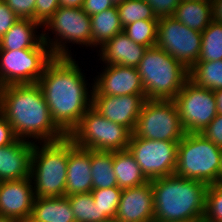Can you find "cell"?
Listing matches in <instances>:
<instances>
[{"mask_svg":"<svg viewBox=\"0 0 222 222\" xmlns=\"http://www.w3.org/2000/svg\"><path fill=\"white\" fill-rule=\"evenodd\" d=\"M75 60L73 57H54L37 82L52 120L66 136L92 106L93 82H87L86 73Z\"/></svg>","mask_w":222,"mask_h":222,"instance_id":"1","label":"cell"},{"mask_svg":"<svg viewBox=\"0 0 222 222\" xmlns=\"http://www.w3.org/2000/svg\"><path fill=\"white\" fill-rule=\"evenodd\" d=\"M0 112L17 139L44 143L66 137L52 120L38 83L0 87Z\"/></svg>","mask_w":222,"mask_h":222,"instance_id":"2","label":"cell"},{"mask_svg":"<svg viewBox=\"0 0 222 222\" xmlns=\"http://www.w3.org/2000/svg\"><path fill=\"white\" fill-rule=\"evenodd\" d=\"M154 219L163 222H202L208 185L176 174L151 180Z\"/></svg>","mask_w":222,"mask_h":222,"instance_id":"3","label":"cell"},{"mask_svg":"<svg viewBox=\"0 0 222 222\" xmlns=\"http://www.w3.org/2000/svg\"><path fill=\"white\" fill-rule=\"evenodd\" d=\"M137 70L146 100H173L189 79V70L157 46L147 48Z\"/></svg>","mask_w":222,"mask_h":222,"instance_id":"4","label":"cell"},{"mask_svg":"<svg viewBox=\"0 0 222 222\" xmlns=\"http://www.w3.org/2000/svg\"><path fill=\"white\" fill-rule=\"evenodd\" d=\"M69 137L55 142L35 143L30 178L35 197L65 196Z\"/></svg>","mask_w":222,"mask_h":222,"instance_id":"5","label":"cell"},{"mask_svg":"<svg viewBox=\"0 0 222 222\" xmlns=\"http://www.w3.org/2000/svg\"><path fill=\"white\" fill-rule=\"evenodd\" d=\"M221 148L201 133H186L178 143L176 175L207 185L220 183Z\"/></svg>","mask_w":222,"mask_h":222,"instance_id":"6","label":"cell"},{"mask_svg":"<svg viewBox=\"0 0 222 222\" xmlns=\"http://www.w3.org/2000/svg\"><path fill=\"white\" fill-rule=\"evenodd\" d=\"M40 32L53 57H72L70 43L92 48L91 17L82 8L59 6Z\"/></svg>","mask_w":222,"mask_h":222,"instance_id":"7","label":"cell"},{"mask_svg":"<svg viewBox=\"0 0 222 222\" xmlns=\"http://www.w3.org/2000/svg\"><path fill=\"white\" fill-rule=\"evenodd\" d=\"M131 134L91 106L68 137L82 149L117 152L127 150Z\"/></svg>","mask_w":222,"mask_h":222,"instance_id":"8","label":"cell"},{"mask_svg":"<svg viewBox=\"0 0 222 222\" xmlns=\"http://www.w3.org/2000/svg\"><path fill=\"white\" fill-rule=\"evenodd\" d=\"M132 134L144 139L180 142L186 132L173 100H146Z\"/></svg>","mask_w":222,"mask_h":222,"instance_id":"9","label":"cell"},{"mask_svg":"<svg viewBox=\"0 0 222 222\" xmlns=\"http://www.w3.org/2000/svg\"><path fill=\"white\" fill-rule=\"evenodd\" d=\"M53 58L44 41L37 48L0 50V87L37 83Z\"/></svg>","mask_w":222,"mask_h":222,"instance_id":"10","label":"cell"},{"mask_svg":"<svg viewBox=\"0 0 222 222\" xmlns=\"http://www.w3.org/2000/svg\"><path fill=\"white\" fill-rule=\"evenodd\" d=\"M173 101L186 133H201L218 114L214 91L197 86L190 79Z\"/></svg>","mask_w":222,"mask_h":222,"instance_id":"11","label":"cell"},{"mask_svg":"<svg viewBox=\"0 0 222 222\" xmlns=\"http://www.w3.org/2000/svg\"><path fill=\"white\" fill-rule=\"evenodd\" d=\"M201 45L202 32L186 27L173 16L159 18L156 46L188 70L198 61Z\"/></svg>","mask_w":222,"mask_h":222,"instance_id":"12","label":"cell"},{"mask_svg":"<svg viewBox=\"0 0 222 222\" xmlns=\"http://www.w3.org/2000/svg\"><path fill=\"white\" fill-rule=\"evenodd\" d=\"M179 142L144 139L131 134L127 150L148 180L173 175Z\"/></svg>","mask_w":222,"mask_h":222,"instance_id":"13","label":"cell"},{"mask_svg":"<svg viewBox=\"0 0 222 222\" xmlns=\"http://www.w3.org/2000/svg\"><path fill=\"white\" fill-rule=\"evenodd\" d=\"M146 101L145 94L110 96L92 94V107L106 119L126 127L131 133Z\"/></svg>","mask_w":222,"mask_h":222,"instance_id":"14","label":"cell"},{"mask_svg":"<svg viewBox=\"0 0 222 222\" xmlns=\"http://www.w3.org/2000/svg\"><path fill=\"white\" fill-rule=\"evenodd\" d=\"M93 79V94L122 96L145 94L137 68L105 64Z\"/></svg>","mask_w":222,"mask_h":222,"instance_id":"15","label":"cell"},{"mask_svg":"<svg viewBox=\"0 0 222 222\" xmlns=\"http://www.w3.org/2000/svg\"><path fill=\"white\" fill-rule=\"evenodd\" d=\"M34 200L30 177L0 182V215L16 222L29 219Z\"/></svg>","mask_w":222,"mask_h":222,"instance_id":"16","label":"cell"},{"mask_svg":"<svg viewBox=\"0 0 222 222\" xmlns=\"http://www.w3.org/2000/svg\"><path fill=\"white\" fill-rule=\"evenodd\" d=\"M115 219L119 222L152 221L154 219V193L151 180L122 190Z\"/></svg>","mask_w":222,"mask_h":222,"instance_id":"17","label":"cell"},{"mask_svg":"<svg viewBox=\"0 0 222 222\" xmlns=\"http://www.w3.org/2000/svg\"><path fill=\"white\" fill-rule=\"evenodd\" d=\"M34 142L17 139L0 148V182L30 177Z\"/></svg>","mask_w":222,"mask_h":222,"instance_id":"18","label":"cell"},{"mask_svg":"<svg viewBox=\"0 0 222 222\" xmlns=\"http://www.w3.org/2000/svg\"><path fill=\"white\" fill-rule=\"evenodd\" d=\"M147 48L136 44L122 31L99 47L96 54L101 64L137 68Z\"/></svg>","mask_w":222,"mask_h":222,"instance_id":"19","label":"cell"},{"mask_svg":"<svg viewBox=\"0 0 222 222\" xmlns=\"http://www.w3.org/2000/svg\"><path fill=\"white\" fill-rule=\"evenodd\" d=\"M91 191V150L79 148L69 138L65 196Z\"/></svg>","mask_w":222,"mask_h":222,"instance_id":"20","label":"cell"},{"mask_svg":"<svg viewBox=\"0 0 222 222\" xmlns=\"http://www.w3.org/2000/svg\"><path fill=\"white\" fill-rule=\"evenodd\" d=\"M42 26L32 19H19L0 38V50H21L37 48L43 42ZM38 33V34H36Z\"/></svg>","mask_w":222,"mask_h":222,"instance_id":"21","label":"cell"},{"mask_svg":"<svg viewBox=\"0 0 222 222\" xmlns=\"http://www.w3.org/2000/svg\"><path fill=\"white\" fill-rule=\"evenodd\" d=\"M29 219L33 222H76L67 196L35 197Z\"/></svg>","mask_w":222,"mask_h":222,"instance_id":"22","label":"cell"},{"mask_svg":"<svg viewBox=\"0 0 222 222\" xmlns=\"http://www.w3.org/2000/svg\"><path fill=\"white\" fill-rule=\"evenodd\" d=\"M172 16L186 27L203 32L213 21L212 3L181 0Z\"/></svg>","mask_w":222,"mask_h":222,"instance_id":"23","label":"cell"},{"mask_svg":"<svg viewBox=\"0 0 222 222\" xmlns=\"http://www.w3.org/2000/svg\"><path fill=\"white\" fill-rule=\"evenodd\" d=\"M92 28V48L98 49L105 42L123 31L117 6L90 16Z\"/></svg>","mask_w":222,"mask_h":222,"instance_id":"24","label":"cell"},{"mask_svg":"<svg viewBox=\"0 0 222 222\" xmlns=\"http://www.w3.org/2000/svg\"><path fill=\"white\" fill-rule=\"evenodd\" d=\"M113 168L118 187L121 189L139 186L149 181L128 150L113 152Z\"/></svg>","mask_w":222,"mask_h":222,"instance_id":"25","label":"cell"},{"mask_svg":"<svg viewBox=\"0 0 222 222\" xmlns=\"http://www.w3.org/2000/svg\"><path fill=\"white\" fill-rule=\"evenodd\" d=\"M92 189L118 187L113 152L91 150Z\"/></svg>","mask_w":222,"mask_h":222,"instance_id":"26","label":"cell"},{"mask_svg":"<svg viewBox=\"0 0 222 222\" xmlns=\"http://www.w3.org/2000/svg\"><path fill=\"white\" fill-rule=\"evenodd\" d=\"M189 79L213 91L222 88V60L197 61L189 69Z\"/></svg>","mask_w":222,"mask_h":222,"instance_id":"27","label":"cell"},{"mask_svg":"<svg viewBox=\"0 0 222 222\" xmlns=\"http://www.w3.org/2000/svg\"><path fill=\"white\" fill-rule=\"evenodd\" d=\"M76 222H105L108 219L100 215V209L94 203L91 192L67 196Z\"/></svg>","mask_w":222,"mask_h":222,"instance_id":"28","label":"cell"},{"mask_svg":"<svg viewBox=\"0 0 222 222\" xmlns=\"http://www.w3.org/2000/svg\"><path fill=\"white\" fill-rule=\"evenodd\" d=\"M222 60V23L214 20L202 32V45L198 61Z\"/></svg>","mask_w":222,"mask_h":222,"instance_id":"29","label":"cell"},{"mask_svg":"<svg viewBox=\"0 0 222 222\" xmlns=\"http://www.w3.org/2000/svg\"><path fill=\"white\" fill-rule=\"evenodd\" d=\"M117 9L123 28L139 20H159L145 0H125Z\"/></svg>","mask_w":222,"mask_h":222,"instance_id":"30","label":"cell"},{"mask_svg":"<svg viewBox=\"0 0 222 222\" xmlns=\"http://www.w3.org/2000/svg\"><path fill=\"white\" fill-rule=\"evenodd\" d=\"M159 20H139L123 28V32L136 44L148 48L156 46Z\"/></svg>","mask_w":222,"mask_h":222,"instance_id":"31","label":"cell"},{"mask_svg":"<svg viewBox=\"0 0 222 222\" xmlns=\"http://www.w3.org/2000/svg\"><path fill=\"white\" fill-rule=\"evenodd\" d=\"M122 190L119 187L92 189L91 194L100 209V215H105L108 220L115 219Z\"/></svg>","mask_w":222,"mask_h":222,"instance_id":"32","label":"cell"},{"mask_svg":"<svg viewBox=\"0 0 222 222\" xmlns=\"http://www.w3.org/2000/svg\"><path fill=\"white\" fill-rule=\"evenodd\" d=\"M203 222H222V184L208 185Z\"/></svg>","mask_w":222,"mask_h":222,"instance_id":"33","label":"cell"},{"mask_svg":"<svg viewBox=\"0 0 222 222\" xmlns=\"http://www.w3.org/2000/svg\"><path fill=\"white\" fill-rule=\"evenodd\" d=\"M59 6V0H36L34 21L43 27Z\"/></svg>","mask_w":222,"mask_h":222,"instance_id":"34","label":"cell"},{"mask_svg":"<svg viewBox=\"0 0 222 222\" xmlns=\"http://www.w3.org/2000/svg\"><path fill=\"white\" fill-rule=\"evenodd\" d=\"M11 10L21 19L34 21L36 0H3Z\"/></svg>","mask_w":222,"mask_h":222,"instance_id":"35","label":"cell"},{"mask_svg":"<svg viewBox=\"0 0 222 222\" xmlns=\"http://www.w3.org/2000/svg\"><path fill=\"white\" fill-rule=\"evenodd\" d=\"M157 18L172 16L181 0H145Z\"/></svg>","mask_w":222,"mask_h":222,"instance_id":"36","label":"cell"},{"mask_svg":"<svg viewBox=\"0 0 222 222\" xmlns=\"http://www.w3.org/2000/svg\"><path fill=\"white\" fill-rule=\"evenodd\" d=\"M201 134L216 146L222 148V114L218 113Z\"/></svg>","mask_w":222,"mask_h":222,"instance_id":"37","label":"cell"},{"mask_svg":"<svg viewBox=\"0 0 222 222\" xmlns=\"http://www.w3.org/2000/svg\"><path fill=\"white\" fill-rule=\"evenodd\" d=\"M19 19L11 8L3 0H0V38L5 35Z\"/></svg>","mask_w":222,"mask_h":222,"instance_id":"38","label":"cell"},{"mask_svg":"<svg viewBox=\"0 0 222 222\" xmlns=\"http://www.w3.org/2000/svg\"><path fill=\"white\" fill-rule=\"evenodd\" d=\"M17 140L12 126L0 112V148L11 145Z\"/></svg>","mask_w":222,"mask_h":222,"instance_id":"39","label":"cell"},{"mask_svg":"<svg viewBox=\"0 0 222 222\" xmlns=\"http://www.w3.org/2000/svg\"><path fill=\"white\" fill-rule=\"evenodd\" d=\"M114 7L111 0H84L82 10L89 16Z\"/></svg>","mask_w":222,"mask_h":222,"instance_id":"40","label":"cell"},{"mask_svg":"<svg viewBox=\"0 0 222 222\" xmlns=\"http://www.w3.org/2000/svg\"><path fill=\"white\" fill-rule=\"evenodd\" d=\"M213 20L222 23V0L212 1Z\"/></svg>","mask_w":222,"mask_h":222,"instance_id":"41","label":"cell"},{"mask_svg":"<svg viewBox=\"0 0 222 222\" xmlns=\"http://www.w3.org/2000/svg\"><path fill=\"white\" fill-rule=\"evenodd\" d=\"M59 2L62 7L82 8L84 0H59Z\"/></svg>","mask_w":222,"mask_h":222,"instance_id":"42","label":"cell"},{"mask_svg":"<svg viewBox=\"0 0 222 222\" xmlns=\"http://www.w3.org/2000/svg\"><path fill=\"white\" fill-rule=\"evenodd\" d=\"M216 103H217V111L222 114V88L214 91Z\"/></svg>","mask_w":222,"mask_h":222,"instance_id":"43","label":"cell"},{"mask_svg":"<svg viewBox=\"0 0 222 222\" xmlns=\"http://www.w3.org/2000/svg\"><path fill=\"white\" fill-rule=\"evenodd\" d=\"M0 222H16L15 220L0 215Z\"/></svg>","mask_w":222,"mask_h":222,"instance_id":"44","label":"cell"},{"mask_svg":"<svg viewBox=\"0 0 222 222\" xmlns=\"http://www.w3.org/2000/svg\"><path fill=\"white\" fill-rule=\"evenodd\" d=\"M125 0H111L114 6L121 5Z\"/></svg>","mask_w":222,"mask_h":222,"instance_id":"45","label":"cell"},{"mask_svg":"<svg viewBox=\"0 0 222 222\" xmlns=\"http://www.w3.org/2000/svg\"><path fill=\"white\" fill-rule=\"evenodd\" d=\"M220 183L222 184V148H221V163H220Z\"/></svg>","mask_w":222,"mask_h":222,"instance_id":"46","label":"cell"},{"mask_svg":"<svg viewBox=\"0 0 222 222\" xmlns=\"http://www.w3.org/2000/svg\"><path fill=\"white\" fill-rule=\"evenodd\" d=\"M184 1H199V2H211L212 3L213 0H184Z\"/></svg>","mask_w":222,"mask_h":222,"instance_id":"47","label":"cell"},{"mask_svg":"<svg viewBox=\"0 0 222 222\" xmlns=\"http://www.w3.org/2000/svg\"><path fill=\"white\" fill-rule=\"evenodd\" d=\"M105 222H119V221H117L116 219H110V220H107Z\"/></svg>","mask_w":222,"mask_h":222,"instance_id":"48","label":"cell"},{"mask_svg":"<svg viewBox=\"0 0 222 222\" xmlns=\"http://www.w3.org/2000/svg\"><path fill=\"white\" fill-rule=\"evenodd\" d=\"M20 222H33V221L30 220V219H26V220H23V221H20Z\"/></svg>","mask_w":222,"mask_h":222,"instance_id":"49","label":"cell"},{"mask_svg":"<svg viewBox=\"0 0 222 222\" xmlns=\"http://www.w3.org/2000/svg\"><path fill=\"white\" fill-rule=\"evenodd\" d=\"M151 222H163V221L153 219Z\"/></svg>","mask_w":222,"mask_h":222,"instance_id":"50","label":"cell"}]
</instances>
